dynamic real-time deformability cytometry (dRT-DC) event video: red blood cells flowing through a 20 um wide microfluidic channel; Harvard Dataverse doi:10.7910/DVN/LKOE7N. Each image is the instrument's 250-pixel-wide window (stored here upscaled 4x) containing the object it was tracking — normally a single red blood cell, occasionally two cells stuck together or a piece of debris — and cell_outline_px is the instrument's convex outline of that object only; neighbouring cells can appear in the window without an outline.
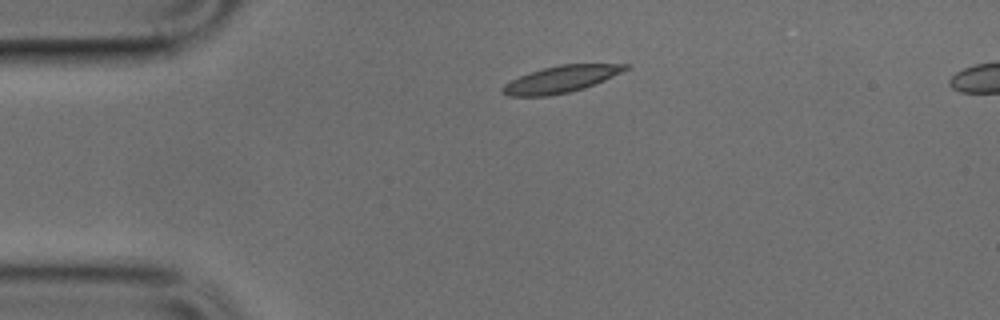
{"species": "common noctule bat (a hibernating species)", "species_latin": "Nyctalus noctula", "temperature_condition": "cold", "stored_images_in_passage": 41, "camera_frame_rate_fps": 3000, "um_per_image_px": 0.085, "animal": {"sex": "male", "body_mass_g": 17.9, "forearm_length_mm": 54.2}, "frame": {"image": 1, "passage_image": 1, "time_ms": 0.0, "image_size_px": [1000, 320], "cell_outline_px": [[632, 64], [628, 68], [604, 80], [584, 88], [568, 92], [548, 96], [508, 96], [500, 92], [500, 88], [504, 84], [520, 76], [544, 68], [560, 64]], "centroid_in_image_um": [47.64, 6.74], "position_along_channel_um": 37.4, "area_um2": 18.9}}
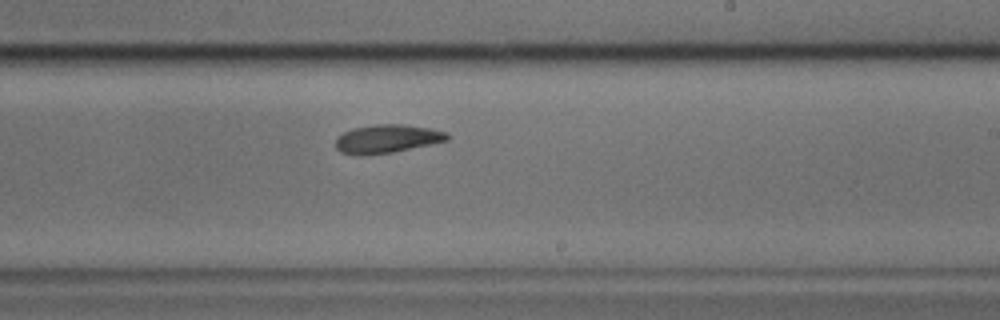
{"frame": {"image": 2, "passage_image": 20, "time_ms": 6.333, "image_size_px": [1000, 320], "cell_outline_px": [[452, 136], [448, 140], [432, 144], [392, 152], [364, 156], [352, 156], [340, 152], [336, 148], [336, 136], [352, 128], [376, 124], [404, 124], [432, 128], [448, 132]], "centroid_in_image_um": [32.9, 11.8], "position_along_channel_um": 256.1, "area_um2": 18.96}}
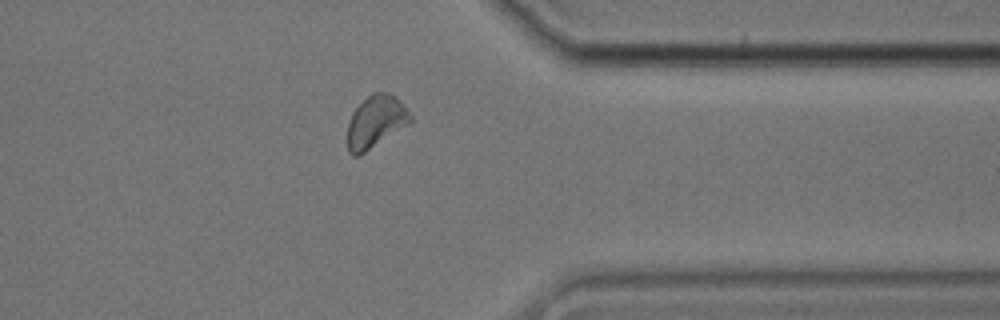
{"frame": {"image": 3, "passage_image": 30, "time_ms": 9.667, "image_size_px": [1000, 320], "cell_outline_px": [[412, 120], [408, 124], [360, 156], [352, 156], [348, 152], [348, 120], [352, 112], [372, 92], [388, 92], [400, 100], [412, 116]], "centroid_in_image_um": [31.92, 10.35], "position_along_channel_um": 379.5, "area_um2": 19.13}}